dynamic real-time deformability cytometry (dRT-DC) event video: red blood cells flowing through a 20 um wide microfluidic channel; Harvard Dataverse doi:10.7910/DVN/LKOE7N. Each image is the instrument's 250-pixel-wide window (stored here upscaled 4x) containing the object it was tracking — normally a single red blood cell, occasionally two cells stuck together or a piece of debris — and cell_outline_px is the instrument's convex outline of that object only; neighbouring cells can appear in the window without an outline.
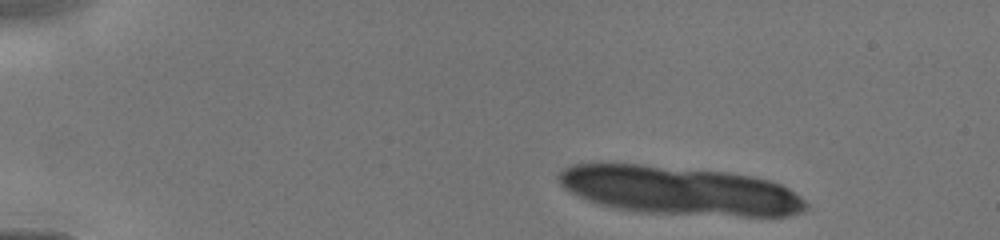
{"species": "human", "species_latin": "Homo sapiens", "temperature_condition": "cold", "stored_images_in_passage": 7, "camera_frame_rate_fps": 3000, "um_per_image_px": 0.085, "donor": {"sex": "male"}, "frame": {"image": 1, "passage_image": 1, "time_ms": 0.0, "image_size_px": [1000, 240], "cell_outline_px": [[808, 208], [804, 212], [788, 216], [740, 216], [640, 212], [612, 208], [588, 200], [564, 188], [560, 184], [556, 176], [564, 168], [572, 164], [596, 160], [728, 172], [752, 176], [772, 180], [788, 188], [800, 196], [808, 204]], "centroid_in_image_um": [57.71, 16.17], "position_along_channel_um": 27.3, "area_um2": 71.09}}
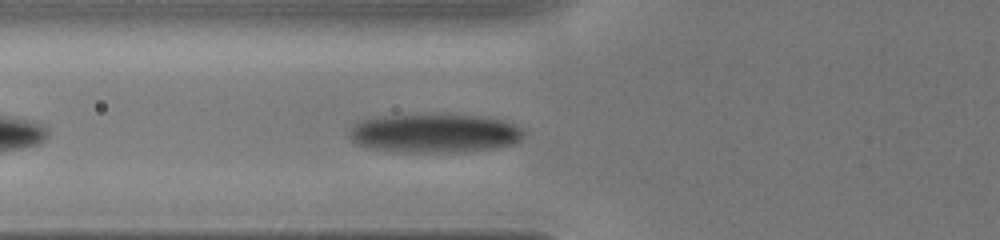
{"frame": {"image": 2, "passage_image": 7, "time_ms": 4.0, "image_size_px": [1000, 240], "cell_outline_px": [[524, 136], [520, 140], [512, 144], [496, 148], [464, 152], [392, 152], [368, 148], [356, 144], [348, 136], [348, 132], [360, 120], [384, 116], [480, 116], [508, 120], [524, 128]], "centroid_in_image_um": [36.98, 11.36], "position_along_channel_um": 88.8, "area_um2": 39.54}}